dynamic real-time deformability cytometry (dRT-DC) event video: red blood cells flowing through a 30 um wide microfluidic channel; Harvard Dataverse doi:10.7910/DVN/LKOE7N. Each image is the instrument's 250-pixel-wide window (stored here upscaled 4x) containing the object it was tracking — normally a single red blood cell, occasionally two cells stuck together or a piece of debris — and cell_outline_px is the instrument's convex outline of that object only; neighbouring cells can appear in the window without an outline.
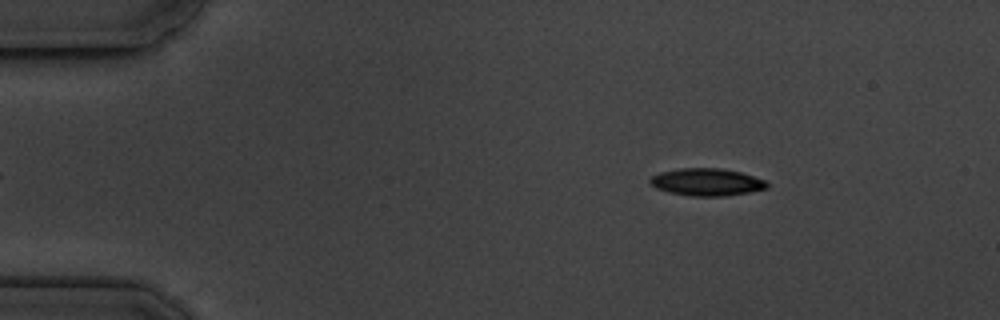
{"species": "common noctule bat (a hibernating species)", "species_latin": "Nyctalus noctula", "temperature_condition": "cold", "stored_images_in_passage": 15, "camera_frame_rate_fps": 3000, "um_per_image_px": 0.085, "animal": {"sex": "male", "body_mass_g": 19.5, "forearm_length_mm": 54.6}, "frame": {"image": 1, "passage_image": 1, "time_ms": 0.0, "image_size_px": [1000, 320], "cell_outline_px": [[768, 188], [752, 192], [724, 196], [692, 196], [668, 192], [656, 188], [648, 180], [652, 176], [660, 172], [680, 168], [720, 168], [740, 172], [768, 180]], "centroid_in_image_um": [60.11, 15.48], "position_along_channel_um": 24.9, "area_um2": 18.79}}
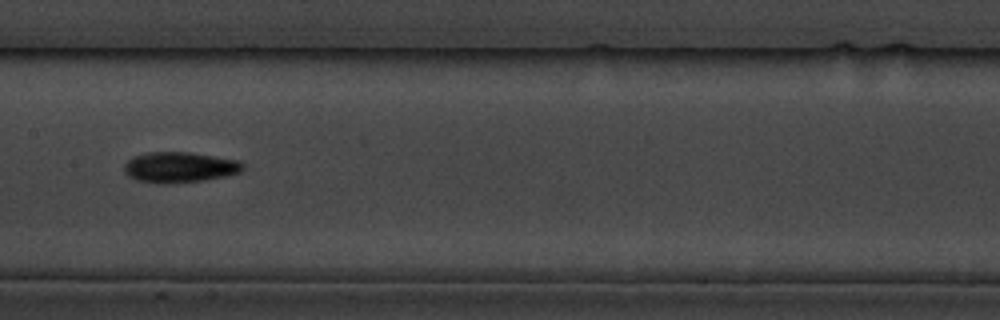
{"frame": {"image": 2, "passage_image": 7, "time_ms": 6.667, "image_size_px": [1000, 320], "cell_outline_px": [[244, 168], [240, 172], [224, 176], [204, 180], [168, 184], [160, 184], [136, 180], [128, 176], [124, 172], [124, 164], [128, 160], [136, 156], [148, 152], [188, 152], [236, 160], [244, 164]], "centroid_in_image_um": [15.23, 14.23], "position_along_channel_um": 192.2, "area_um2": 21.04}}
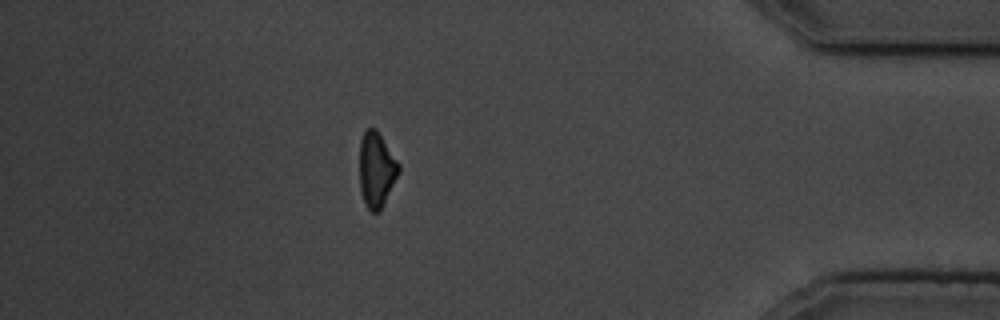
{"frame": {"image": 3, "passage_image": 13, "time_ms": 13.667, "image_size_px": [1000, 320], "cell_outline_px": [[400, 172], [380, 212], [372, 212], [364, 204], [360, 192], [360, 140], [364, 132], [368, 128], [376, 128], [400, 164]], "centroid_in_image_um": [32.0, 14.44], "position_along_channel_um": 403.2, "area_um2": 17.34}, "authors_computed_cell_mechanics": {"area_um2": 18.785, "velocity_mm_per_s": 3.5952, "shape_relaxation_time_tau1_ms": 2.6789, "shape_relaxation_time_tau2_ms": null, "deformation_change_tau1": 0.0838, "deformation_change_tau2": null}}